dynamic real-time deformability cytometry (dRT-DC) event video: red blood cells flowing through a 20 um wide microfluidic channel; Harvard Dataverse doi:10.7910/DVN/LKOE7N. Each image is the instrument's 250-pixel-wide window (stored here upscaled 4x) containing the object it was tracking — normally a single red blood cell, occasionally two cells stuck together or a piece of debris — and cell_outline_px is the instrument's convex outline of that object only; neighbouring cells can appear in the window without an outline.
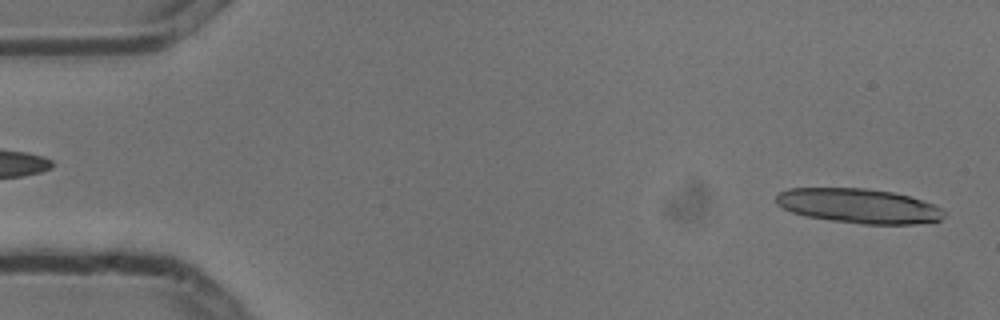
{"species": "common noctule bat (a hibernating species)", "species_latin": "Nyctalus noctula", "temperature_condition": "cold", "stored_images_in_passage": 5, "segment_of_instrument_passage": [2, 2], "camera_frame_rate_fps": 3000, "um_per_image_px": 0.085, "animal": {"sex": "male", "body_mass_g": 13.3}, "frame": {"image": 1, "passage_image": 5, "time_ms": 1.333, "image_size_px": [1000, 320], "cell_outline_px": [[944, 216], [940, 220], [916, 224], [864, 224], [832, 220], [804, 216], [792, 212], [776, 204], [776, 196], [780, 192], [788, 188], [864, 188], [892, 192], [908, 196], [932, 204], [940, 208], [944, 212]], "centroid_in_image_um": [72.96, 17.5], "position_along_channel_um": 12.0, "area_um2": 33.64}}